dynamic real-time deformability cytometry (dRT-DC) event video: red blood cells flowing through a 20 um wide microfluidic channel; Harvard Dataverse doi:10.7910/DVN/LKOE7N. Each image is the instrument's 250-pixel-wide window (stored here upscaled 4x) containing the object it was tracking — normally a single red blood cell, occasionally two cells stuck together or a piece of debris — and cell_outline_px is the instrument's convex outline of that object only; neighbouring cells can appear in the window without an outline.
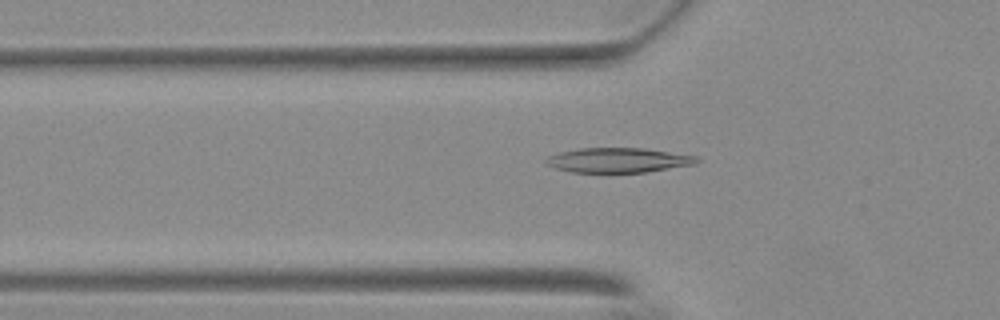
{"species": "Egyptian fruit bat (a non-hibernating species)", "species_latin": "Rousettus aegyptiacus", "temperature_condition": "warm", "stored_images_in_passage": 56, "camera_frame_rate_fps": 3000, "um_per_image_px": 0.085, "animal": {"sex": "female"}, "frame": {"image": 1, "passage_image": 19, "time_ms": 6.0, "image_size_px": [1000, 320], "cell_outline_px": [[700, 160], [696, 164], [644, 172], [572, 172], [556, 168], [548, 164], [544, 160], [548, 156], [560, 152], [580, 148], [644, 148], [700, 156]], "centroid_in_image_um": [52.6, 13.6], "position_along_channel_um": 73.2, "area_um2": 21.68}}
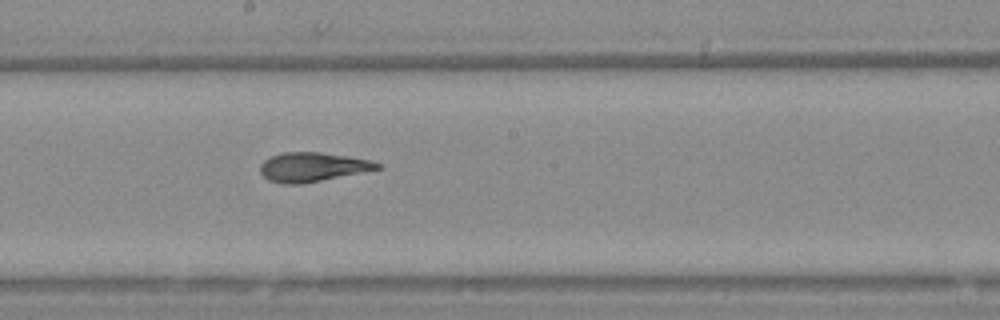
{"frame": {"image": 2, "passage_image": 31, "time_ms": 10.0, "image_size_px": [1000, 320], "cell_outline_px": [[384, 168], [304, 184], [284, 184], [268, 180], [260, 172], [260, 164], [264, 160], [272, 156], [284, 152], [320, 152], [372, 160], [384, 164]], "centroid_in_image_um": [26.62, 14.2], "position_along_channel_um": 221.6, "area_um2": 20.17}}
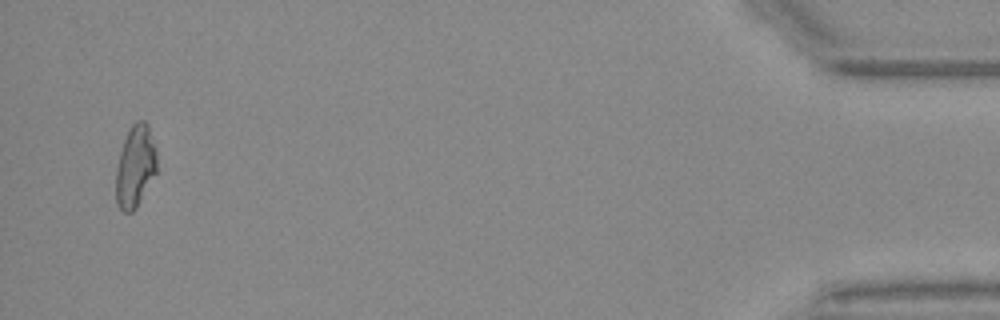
{"frame": {"image": 3, "passage_image": 54, "time_ms": 17.667, "image_size_px": [1000, 320], "cell_outline_px": [[156, 172], [136, 208], [132, 212], [124, 212], [116, 204], [116, 168], [120, 152], [124, 140], [132, 124], [136, 120], [144, 120], [148, 124], [156, 148]], "centroid_in_image_um": [11.5, 14.13], "position_along_channel_um": 423.7, "area_um2": 19.48}, "authors_computed_cell_mechanics": {"area_um2": 20.4612, "velocity_mm_per_s": 3.7003, "shape_relaxation_time_tau1_ms": null, "shape_relaxation_time_tau2_ms": 1.3844, "deformation_change_tau1": null, "deformation_change_tau2": 0.0741}}